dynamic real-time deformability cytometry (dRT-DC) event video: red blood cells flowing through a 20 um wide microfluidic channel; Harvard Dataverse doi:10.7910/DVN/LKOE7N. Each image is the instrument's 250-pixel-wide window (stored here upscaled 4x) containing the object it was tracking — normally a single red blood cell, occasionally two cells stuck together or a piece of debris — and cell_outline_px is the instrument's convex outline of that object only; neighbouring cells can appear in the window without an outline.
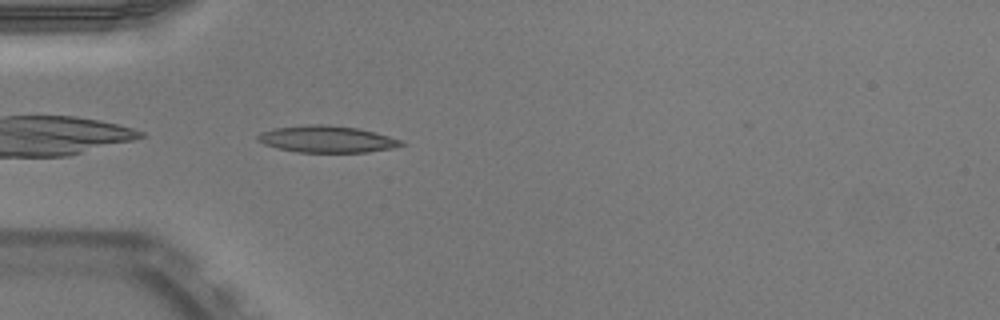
{"species": "Egyptian fruit bat (a non-hibernating species)", "species_latin": "Rousettus aegyptiacus", "temperature_condition": "warm", "stored_images_in_passage": 36, "segment_of_instrument_passage": [1, 2], "camera_frame_rate_fps": 3000, "um_per_image_px": 0.085, "animal": {"sex": "male"}, "frame": {"image": 1, "passage_image": 1, "time_ms": 0.0, "image_size_px": [1000, 320], "cell_outline_px": [[404, 144], [392, 148], [368, 152], [296, 152], [276, 148], [264, 144], [256, 140], [256, 136], [260, 132], [276, 128], [308, 124], [324, 124], [356, 128], [388, 136], [400, 140]], "centroid_in_image_um": [27.71, 11.83], "position_along_channel_um": 57.3, "area_um2": 22.2}}
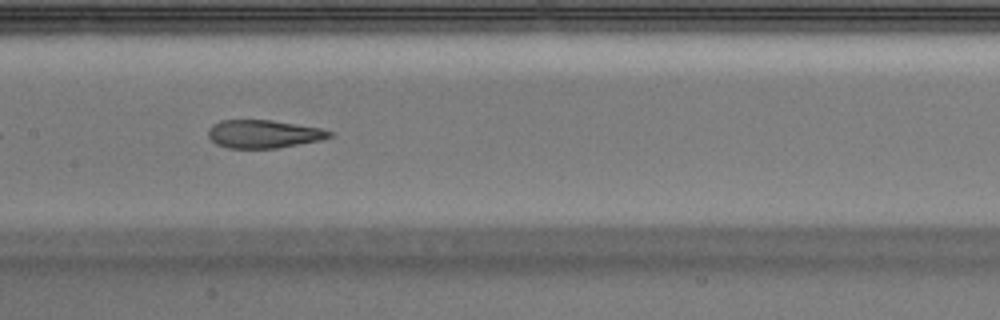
{"frame": {"image": 2, "passage_image": 11, "time_ms": 3.333, "image_size_px": [1000, 320], "cell_outline_px": [[332, 136], [320, 140], [276, 148], [228, 148], [216, 144], [208, 136], [208, 128], [212, 124], [220, 120], [272, 120], [320, 128], [332, 132]], "centroid_in_image_um": [22.36, 11.38], "position_along_channel_um": 185.0, "area_um2": 19.77}}